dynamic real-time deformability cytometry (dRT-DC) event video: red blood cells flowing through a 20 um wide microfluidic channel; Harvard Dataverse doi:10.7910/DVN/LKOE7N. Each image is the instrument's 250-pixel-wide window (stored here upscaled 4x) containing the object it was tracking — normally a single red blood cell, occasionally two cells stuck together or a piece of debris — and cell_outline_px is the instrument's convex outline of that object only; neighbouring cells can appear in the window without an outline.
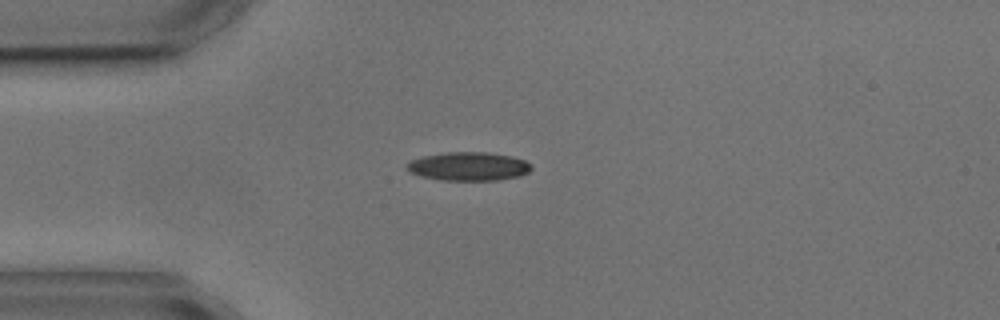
{"species": "common noctule bat (a hibernating species)", "species_latin": "Nyctalus noctula", "temperature_condition": "cold", "stored_images_in_passage": 3, "camera_frame_rate_fps": 3000, "um_per_image_px": 0.085, "animal": {"sex": "male", "body_mass_g": 17.9, "forearm_length_mm": 54.2}, "frame": {"image": 1, "passage_image": 1, "time_ms": 0.0, "image_size_px": [1000, 320], "cell_outline_px": [[532, 168], [528, 172], [520, 176], [496, 180], [440, 180], [420, 176], [404, 168], [412, 160], [424, 156], [448, 152], [488, 152], [512, 156], [524, 160], [532, 164]], "centroid_in_image_um": [39.86, 14.14], "position_along_channel_um": 45.1, "area_um2": 20.69}}
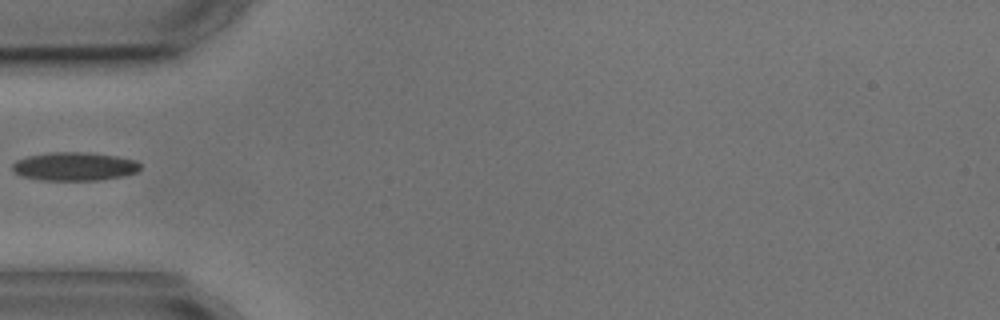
{"frame": {"image": 2, "passage_image": 2, "time_ms": 1.333, "image_size_px": [1000, 320], "cell_outline_px": [[140, 168], [136, 172], [124, 176], [100, 180], [40, 180], [20, 176], [12, 172], [12, 164], [16, 160], [28, 156], [52, 152], [88, 152], [116, 156], [136, 160], [140, 164]], "centroid_in_image_um": [6.3, 14.15], "position_along_channel_um": 78.7, "area_um2": 21.39}}